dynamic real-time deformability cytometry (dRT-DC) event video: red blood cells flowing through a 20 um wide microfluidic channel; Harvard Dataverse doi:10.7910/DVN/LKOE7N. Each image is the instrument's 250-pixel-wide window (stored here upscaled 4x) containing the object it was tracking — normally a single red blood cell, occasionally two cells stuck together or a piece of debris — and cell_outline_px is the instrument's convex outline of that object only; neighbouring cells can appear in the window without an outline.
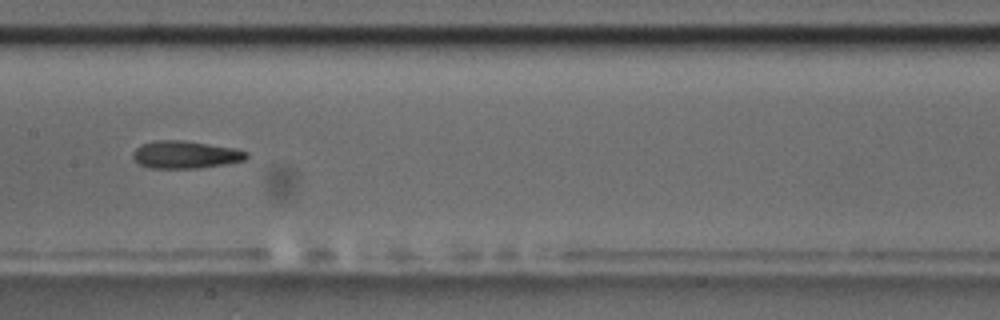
{"species": "common noctule bat (a hibernating species)", "species_latin": "Nyctalus noctula", "temperature_condition": "room temperature", "stored_images_in_passage": 7, "camera_frame_rate_fps": 3000, "um_per_image_px": 0.085, "animal": {"sex": "male", "body_mass_g": 17.5, "forearm_length_mm": 52.3}, "frame": {"image": 1, "passage_image": 4, "time_ms": 3.333, "image_size_px": [1000, 320], "cell_outline_px": [[248, 156], [244, 160], [224, 164], [196, 168], [148, 168], [140, 164], [132, 156], [132, 152], [136, 148], [144, 144], [156, 140], [184, 140], [236, 148], [248, 152]], "centroid_in_image_um": [15.77, 13.14], "position_along_channel_um": 191.6, "area_um2": 18.15}}
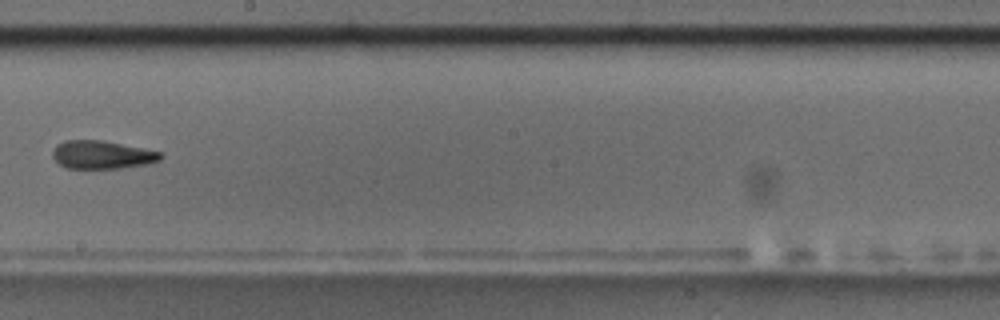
{"frame": {"image": 2, "passage_image": 5, "time_ms": 4.667, "image_size_px": [1000, 320], "cell_outline_px": [[164, 156], [160, 160], [148, 164], [120, 168], [68, 168], [60, 164], [52, 156], [52, 152], [56, 144], [64, 140], [100, 140], [144, 148], [160, 152]], "centroid_in_image_um": [8.68, 13.15], "position_along_channel_um": 239.5, "area_um2": 17.69}}
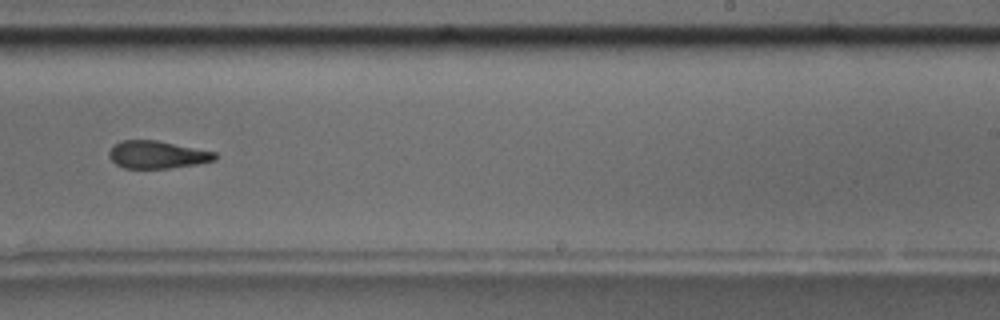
{"frame": {"image": 3, "passage_image": 6, "time_ms": 5.667, "image_size_px": [1000, 320], "cell_outline_px": [[216, 160], [196, 164], [168, 168], [124, 168], [116, 164], [108, 156], [108, 152], [112, 144], [120, 140], [156, 140], [216, 152]], "centroid_in_image_um": [13.31, 13.14], "position_along_channel_um": 275.7, "area_um2": 17.05}}